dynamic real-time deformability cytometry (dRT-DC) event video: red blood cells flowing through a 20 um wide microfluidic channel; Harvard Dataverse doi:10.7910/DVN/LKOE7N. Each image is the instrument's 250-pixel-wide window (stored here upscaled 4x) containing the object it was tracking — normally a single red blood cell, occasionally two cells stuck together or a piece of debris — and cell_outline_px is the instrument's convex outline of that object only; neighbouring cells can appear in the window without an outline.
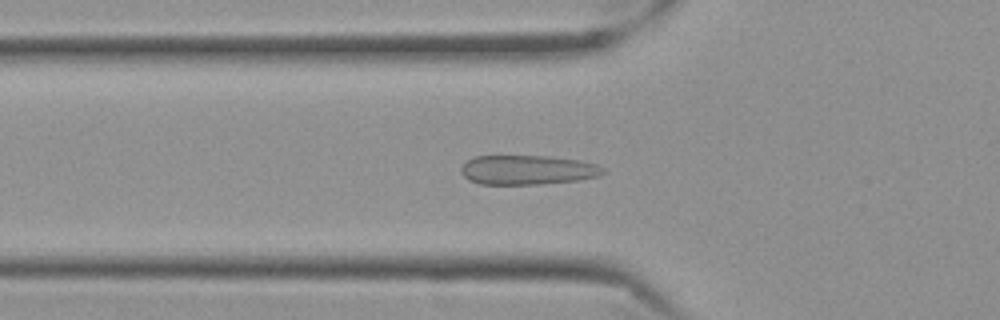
{"species": "Egyptian fruit bat (a non-hibernating species)", "species_latin": "Rousettus aegyptiacus", "temperature_condition": "cold", "stored_images_in_passage": 54, "camera_frame_rate_fps": 3000, "um_per_image_px": 0.085, "frame": {"image": 1, "passage_image": 19, "time_ms": 6.0, "image_size_px": [1000, 320], "cell_outline_px": [[604, 172], [600, 176], [580, 180], [536, 184], [480, 184], [468, 180], [460, 172], [460, 168], [468, 160], [476, 156], [548, 156], [580, 160], [596, 164], [604, 168]], "centroid_in_image_um": [44.84, 14.44], "position_along_channel_um": 81.0, "area_um2": 24.39}}
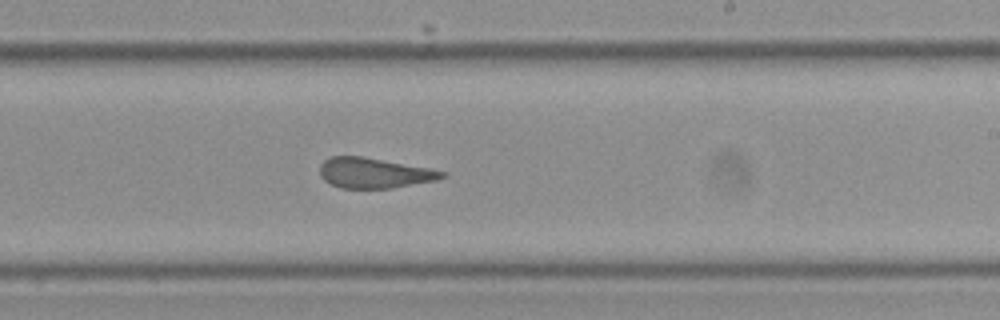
{"frame": {"image": 2, "passage_image": 34, "time_ms": 11.0, "image_size_px": [1000, 320], "cell_outline_px": [[448, 176], [436, 180], [392, 188], [340, 188], [324, 180], [320, 176], [320, 164], [324, 160], [332, 156], [364, 156], [428, 168], [448, 172]], "centroid_in_image_um": [31.81, 14.7], "position_along_channel_um": 257.2, "area_um2": 21.62}}
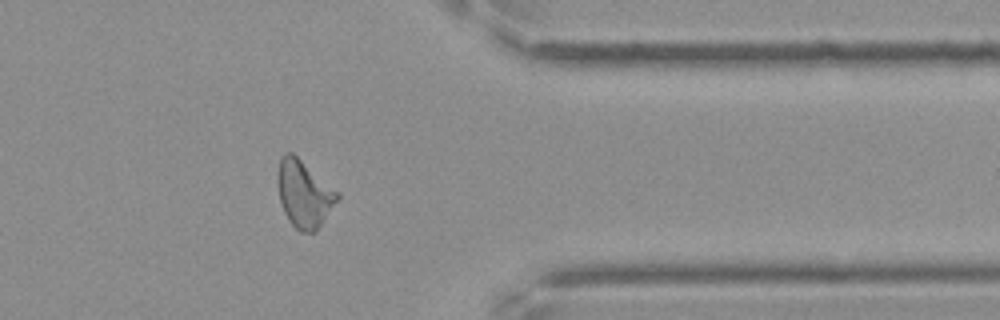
{"frame": {"image": 3, "passage_image": 46, "time_ms": 15.0, "image_size_px": [1000, 320], "cell_outline_px": [[340, 196], [316, 232], [300, 232], [288, 220], [284, 212], [280, 200], [276, 176], [280, 160], [284, 152], [292, 152], [340, 192]], "centroid_in_image_um": [25.84, 16.47], "position_along_channel_um": 385.6, "area_um2": 23.35}}